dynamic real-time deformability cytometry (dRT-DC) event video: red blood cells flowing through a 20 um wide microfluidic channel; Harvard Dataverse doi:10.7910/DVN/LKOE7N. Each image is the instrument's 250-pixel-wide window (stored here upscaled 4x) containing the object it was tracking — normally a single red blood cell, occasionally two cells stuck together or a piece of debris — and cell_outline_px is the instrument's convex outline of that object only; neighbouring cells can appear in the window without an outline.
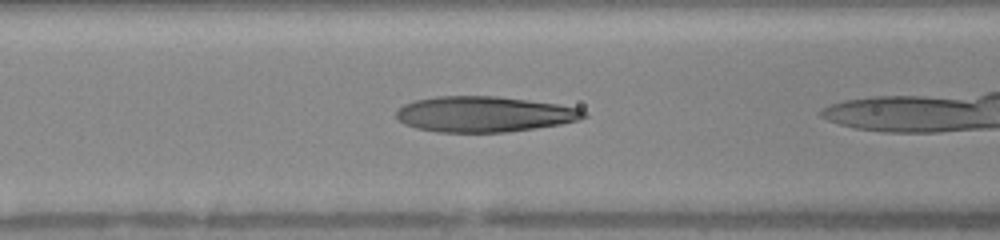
{"species": "human", "species_latin": "Homo sapiens", "temperature_condition": "warm", "stored_images_in_passage": 23, "camera_frame_rate_fps": 3000, "um_per_image_px": 0.085, "donor": {"sex": "female"}, "frame": {"image": 1, "passage_image": 4, "time_ms": 1.0, "image_size_px": [1000, 240], "cell_outline_px": [[588, 116], [576, 120], [560, 124], [504, 132], [436, 132], [416, 128], [404, 124], [396, 116], [396, 112], [404, 104], [416, 100], [436, 96], [496, 96], [528, 100], [556, 104], [580, 108]], "centroid_in_image_um": [41.12, 9.7], "position_along_channel_um": 125.5, "area_um2": 38.61}}
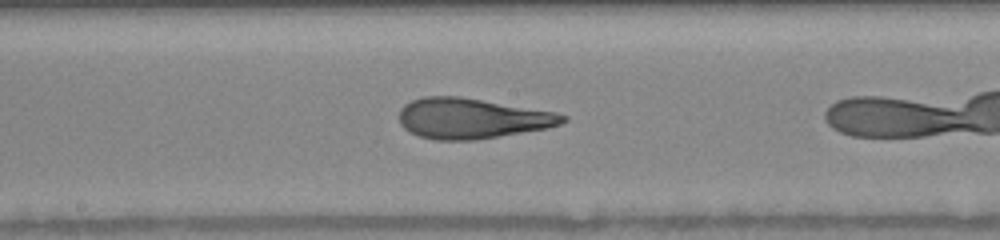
{"frame": {"image": 2, "passage_image": 10, "time_ms": 3.0, "image_size_px": [1000, 240], "cell_outline_px": [[568, 120], [560, 124], [548, 128], [472, 140], [436, 140], [420, 136], [408, 132], [400, 124], [400, 108], [404, 104], [412, 100], [424, 96], [460, 96], [556, 112], [568, 116]], "centroid_in_image_um": [40.1, 10.05], "position_along_channel_um": 208.1, "area_um2": 38.49}}
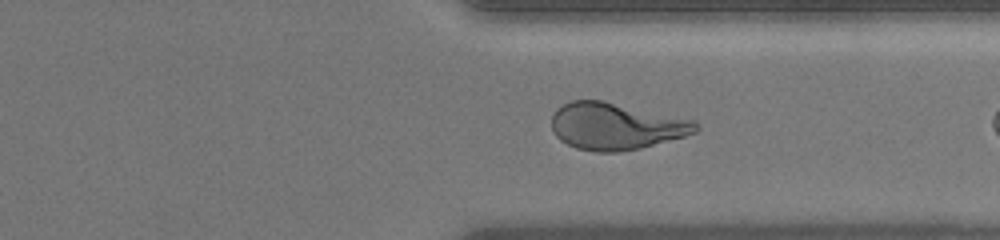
{"frame": {"image": 3, "passage_image": 21, "time_ms": 6.667, "image_size_px": [1000, 240], "cell_outline_px": [[700, 128], [696, 132], [684, 136], [640, 148], [616, 152], [596, 152], [576, 148], [560, 140], [556, 136], [552, 128], [552, 116], [556, 108], [572, 100], [604, 100], [696, 120], [700, 124]], "centroid_in_image_um": [52.37, 10.71], "position_along_channel_um": 359.0, "area_um2": 39.59}}